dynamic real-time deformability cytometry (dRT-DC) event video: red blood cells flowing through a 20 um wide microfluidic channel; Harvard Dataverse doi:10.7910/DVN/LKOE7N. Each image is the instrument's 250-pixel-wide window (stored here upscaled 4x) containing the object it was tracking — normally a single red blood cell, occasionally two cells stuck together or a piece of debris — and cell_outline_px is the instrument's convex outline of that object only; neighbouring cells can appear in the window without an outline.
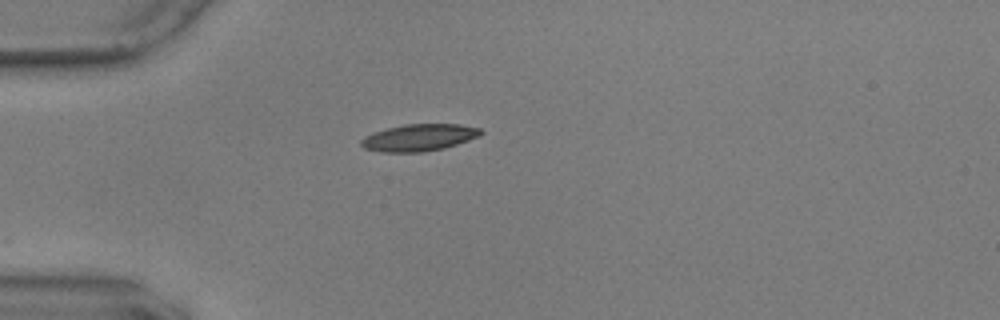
{"species": "common noctule bat (a hibernating species)", "species_latin": "Nyctalus noctula", "temperature_condition": "warm", "stored_images_in_passage": 4, "camera_frame_rate_fps": 3000, "um_per_image_px": 0.085, "animal": {"sex": "male", "body_mass_g": 17.9, "forearm_length_mm": 54.2}, "frame": {"image": 1, "passage_image": 1, "time_ms": 0.0, "image_size_px": [1000, 320], "cell_outline_px": [[484, 132], [480, 136], [444, 148], [424, 152], [380, 152], [364, 148], [360, 144], [360, 140], [364, 136], [372, 132], [404, 124], [460, 124], [480, 128]], "centroid_in_image_um": [35.6, 11.69], "position_along_channel_um": 49.4, "area_um2": 18.9}}